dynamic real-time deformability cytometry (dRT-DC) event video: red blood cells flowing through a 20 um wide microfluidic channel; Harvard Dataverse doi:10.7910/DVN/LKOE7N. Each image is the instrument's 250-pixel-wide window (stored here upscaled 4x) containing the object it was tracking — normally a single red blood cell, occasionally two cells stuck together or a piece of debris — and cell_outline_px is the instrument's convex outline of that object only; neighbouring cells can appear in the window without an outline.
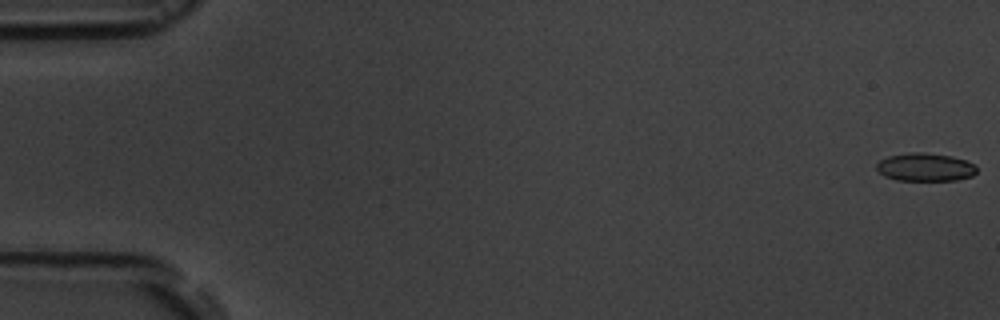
{"species": "common noctule bat (a hibernating species)", "species_latin": "Nyctalus noctula", "temperature_condition": "room temperature", "stored_images_in_passage": 3, "camera_frame_rate_fps": 3000, "um_per_image_px": 0.085, "animal": {"sex": "male", "body_mass_g": 19.5, "forearm_length_mm": 54.6}, "frame": {"image": 1, "passage_image": 1, "time_ms": 0.0, "image_size_px": [1000, 320], "cell_outline_px": [[976, 172], [972, 176], [956, 180], [896, 180], [884, 176], [876, 168], [876, 164], [880, 160], [888, 156], [908, 152], [924, 152], [952, 156], [964, 160], [972, 164], [976, 168]], "centroid_in_image_um": [78.61, 14.2], "position_along_channel_um": 6.4, "area_um2": 16.36}}